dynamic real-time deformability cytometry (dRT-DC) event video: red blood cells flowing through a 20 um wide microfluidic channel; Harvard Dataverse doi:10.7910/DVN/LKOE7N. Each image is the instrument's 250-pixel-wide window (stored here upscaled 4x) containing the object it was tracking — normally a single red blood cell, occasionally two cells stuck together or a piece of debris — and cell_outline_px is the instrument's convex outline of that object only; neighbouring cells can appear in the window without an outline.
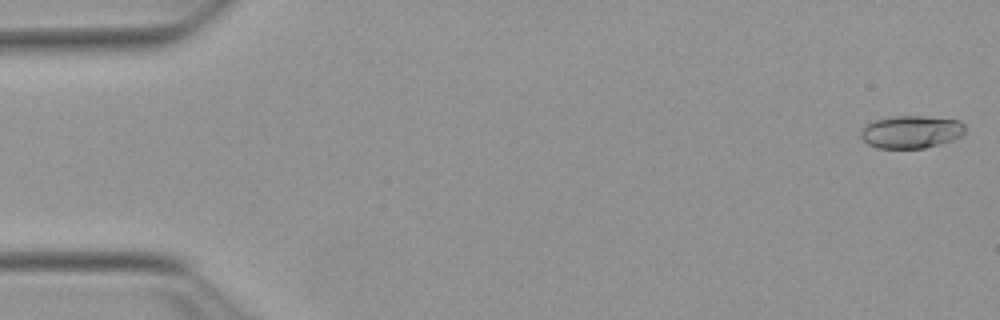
{"species": "Egyptian fruit bat (a non-hibernating species)", "species_latin": "Rousettus aegyptiacus", "temperature_condition": "warm", "stored_images_in_passage": 51, "camera_frame_rate_fps": 3000, "um_per_image_px": 0.085, "animal": {"sex": "female"}, "frame": {"image": 1, "passage_image": 1, "time_ms": 0.0, "image_size_px": [1000, 320], "cell_outline_px": [[964, 132], [960, 136], [952, 140], [940, 144], [924, 148], [876, 148], [868, 144], [860, 136], [860, 132], [868, 124], [876, 120], [892, 116], [924, 116], [960, 120], [964, 124]], "centroid_in_image_um": [77.46, 11.21], "position_along_channel_um": 7.5, "area_um2": 19.77}}
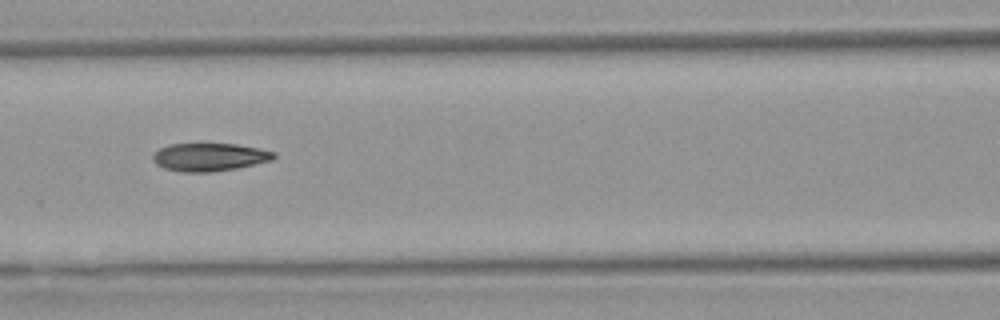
{"frame": {"image": 2, "passage_image": 23, "time_ms": 7.333, "image_size_px": [1000, 320], "cell_outline_px": [[276, 156], [272, 160], [236, 168], [212, 172], [184, 172], [164, 168], [156, 164], [152, 160], [152, 156], [160, 148], [172, 144], [200, 140], [236, 144], [276, 152]], "centroid_in_image_um": [17.77, 13.3], "position_along_channel_um": 148.8, "area_um2": 20.46}}
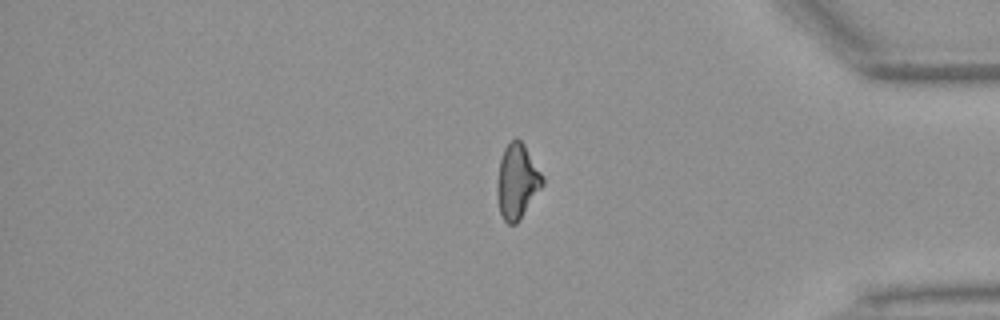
{"frame": {"image": 3, "passage_image": 44, "time_ms": 14.333, "image_size_px": [1000, 320], "cell_outline_px": [[544, 184], [520, 220], [516, 224], [508, 224], [504, 220], [500, 212], [496, 196], [496, 184], [500, 160], [504, 148], [516, 136], [524, 144], [544, 176]], "centroid_in_image_um": [43.95, 15.43], "position_along_channel_um": 391.2, "area_um2": 20.0}}